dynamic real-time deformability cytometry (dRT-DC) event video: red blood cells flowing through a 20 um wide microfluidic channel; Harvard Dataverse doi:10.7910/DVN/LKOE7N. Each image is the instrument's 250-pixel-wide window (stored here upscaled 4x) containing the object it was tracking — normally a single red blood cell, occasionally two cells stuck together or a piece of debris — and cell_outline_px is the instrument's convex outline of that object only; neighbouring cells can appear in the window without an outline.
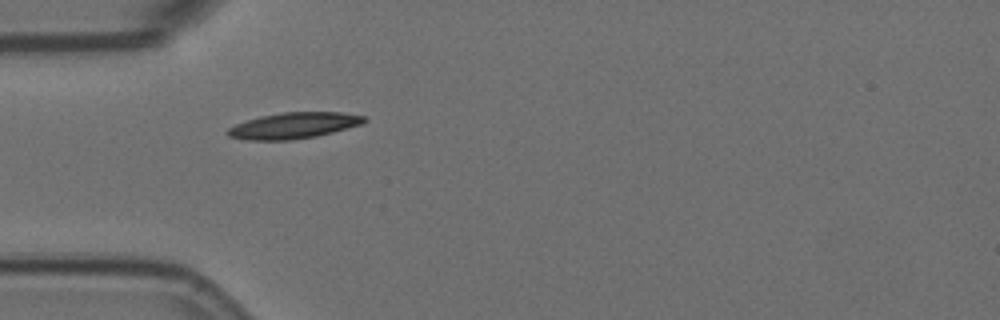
{"species": "Egyptian fruit bat (a non-hibernating species)", "species_latin": "Rousettus aegyptiacus", "temperature_condition": "room temperature", "stored_images_in_passage": 5, "camera_frame_rate_fps": 3000, "um_per_image_px": 0.085, "animal": {"sex": "female"}, "frame": {"image": 1, "passage_image": 4, "time_ms": 1.0, "image_size_px": [1000, 320], "cell_outline_px": [[368, 120], [364, 124], [316, 136], [292, 140], [248, 140], [228, 136], [224, 132], [228, 128], [236, 124], [260, 116], [284, 112], [340, 112], [364, 116]], "centroid_in_image_um": [24.97, 10.67], "position_along_channel_um": 60.0, "area_um2": 20.75}}
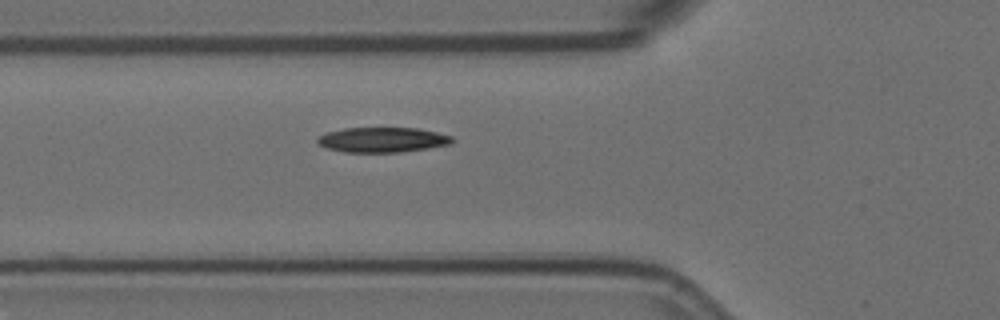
{"frame": {"image": 2, "passage_image": 5, "time_ms": 1.333, "image_size_px": [1000, 320], "cell_outline_px": [[452, 144], [428, 148], [400, 152], [344, 152], [328, 148], [320, 144], [316, 140], [320, 136], [328, 132], [344, 128], [416, 128], [436, 132], [452, 136]], "centroid_in_image_um": [32.53, 11.88], "position_along_channel_um": 93.3, "area_um2": 19.42}}